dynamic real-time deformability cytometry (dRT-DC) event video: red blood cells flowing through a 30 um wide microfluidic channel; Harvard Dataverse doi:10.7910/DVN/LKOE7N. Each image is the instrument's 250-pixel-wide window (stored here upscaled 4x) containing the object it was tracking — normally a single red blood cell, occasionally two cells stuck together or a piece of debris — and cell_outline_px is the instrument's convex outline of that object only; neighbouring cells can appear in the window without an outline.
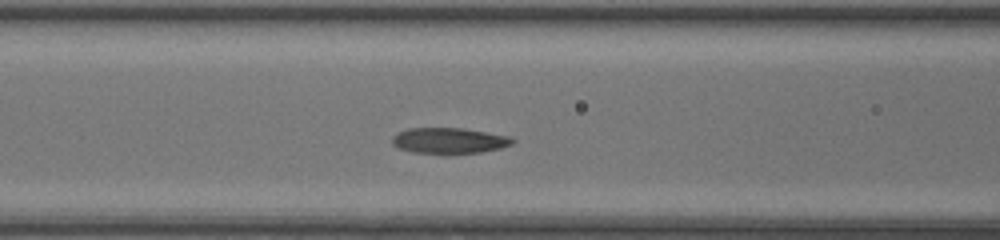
{"species": "common noctule bat (a hibernating species)", "species_latin": "Nyctalus noctula", "temperature_condition": "room temperature", "stored_images_in_passage": 37, "camera_frame_rate_fps": 3000, "um_per_image_px": 0.085, "animal": {"sex": "female", "body_mass_g": 20.0, "forearm_length_mm": 54.0}, "frame": {"image": 1, "passage_image": 9, "time_ms": 2.667, "image_size_px": [1000, 240], "cell_outline_px": [[516, 140], [512, 144], [500, 148], [480, 152], [412, 152], [400, 148], [392, 144], [392, 136], [408, 128], [460, 128], [508, 136]], "centroid_in_image_um": [38.16, 11.93], "position_along_channel_um": 128.4, "area_um2": 17.46}}
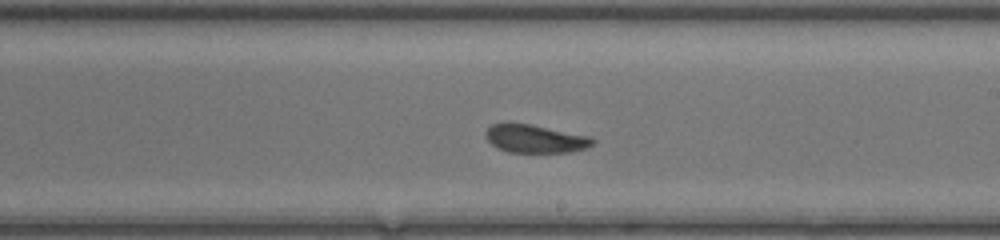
{"frame": {"image": 2, "passage_image": 17, "time_ms": 5.333, "image_size_px": [1000, 240], "cell_outline_px": [[596, 140], [592, 144], [584, 148], [568, 152], [508, 152], [496, 148], [488, 140], [484, 132], [492, 124], [528, 124], [588, 136]], "centroid_in_image_um": [45.45, 11.81], "position_along_channel_um": 243.5, "area_um2": 17.05}}
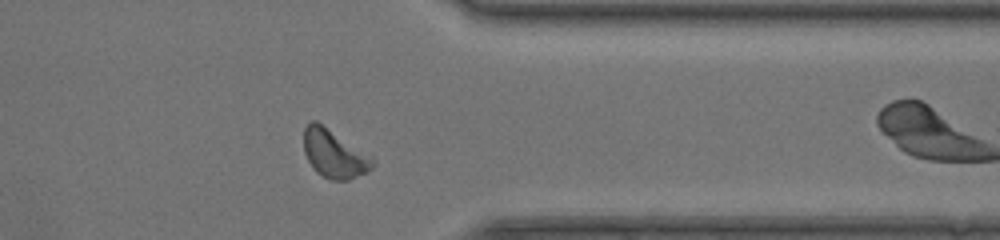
{"frame": {"image": 3, "passage_image": 27, "time_ms": 8.667, "image_size_px": [1000, 240], "cell_outline_px": [[376, 160], [372, 168], [368, 172], [348, 180], [332, 180], [316, 172], [312, 168], [304, 152], [304, 128], [312, 120], [316, 120], [372, 156]], "centroid_in_image_um": [28.42, 13.07], "position_along_channel_um": 383.0, "area_um2": 19.36}, "authors_computed_cell_mechanics": {"area_um2": 17.629, "velocity_mm_per_s": 4.3321, "shape_relaxation_time_tau1_ms": 2.9188, "shape_relaxation_time_tau2_ms": 3.1894, "deformation_change_tau1": 0.1091, "deformation_change_tau2": 0.0929}}